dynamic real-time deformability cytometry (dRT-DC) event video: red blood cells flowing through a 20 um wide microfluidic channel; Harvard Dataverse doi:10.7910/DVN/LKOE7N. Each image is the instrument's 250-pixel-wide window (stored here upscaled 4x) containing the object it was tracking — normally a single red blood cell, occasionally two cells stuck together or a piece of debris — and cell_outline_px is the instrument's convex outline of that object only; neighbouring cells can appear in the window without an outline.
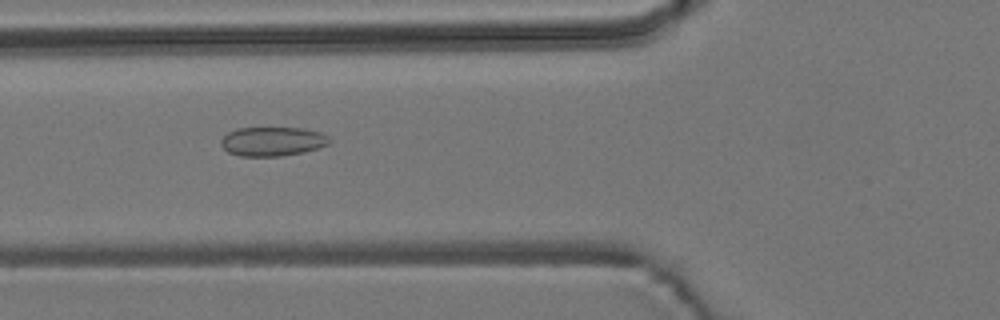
{"species": "common noctule bat (a hibernating species)", "species_latin": "Nyctalus noctula", "temperature_condition": "room temperature", "stored_images_in_passage": 6, "camera_frame_rate_fps": 3000, "um_per_image_px": 0.085, "animal": {"sex": "male", "body_mass_g": 19.2, "forearm_length_mm": 51.8}, "frame": {"image": 1, "passage_image": 5, "time_ms": 5.667, "image_size_px": [1000, 320], "cell_outline_px": [[332, 140], [328, 144], [304, 152], [280, 156], [240, 156], [228, 152], [220, 144], [220, 140], [228, 132], [236, 128], [300, 128], [320, 132], [328, 136]], "centroid_in_image_um": [23.14, 12.02], "position_along_channel_um": 102.7, "area_um2": 18.38}}
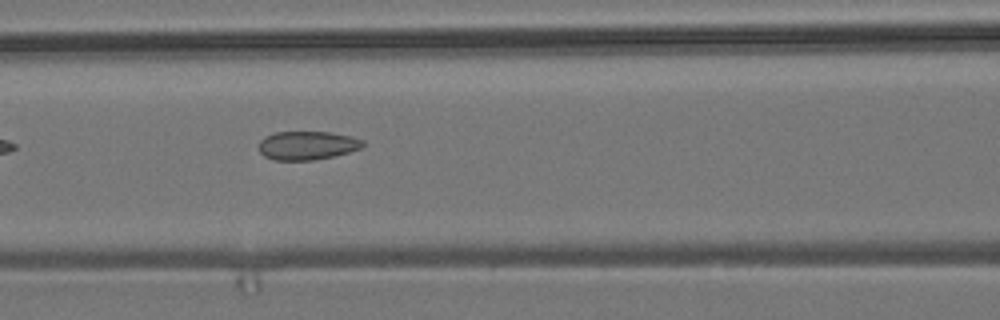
{"frame": {"image": 2, "passage_image": 6, "time_ms": 6.667, "image_size_px": [1000, 320], "cell_outline_px": [[364, 144], [360, 148], [348, 152], [332, 156], [312, 160], [272, 160], [264, 156], [260, 152], [260, 140], [264, 136], [276, 132], [328, 132], [352, 136], [364, 140]], "centroid_in_image_um": [26.1, 12.36], "position_along_channel_um": 140.5, "area_um2": 17.28}}